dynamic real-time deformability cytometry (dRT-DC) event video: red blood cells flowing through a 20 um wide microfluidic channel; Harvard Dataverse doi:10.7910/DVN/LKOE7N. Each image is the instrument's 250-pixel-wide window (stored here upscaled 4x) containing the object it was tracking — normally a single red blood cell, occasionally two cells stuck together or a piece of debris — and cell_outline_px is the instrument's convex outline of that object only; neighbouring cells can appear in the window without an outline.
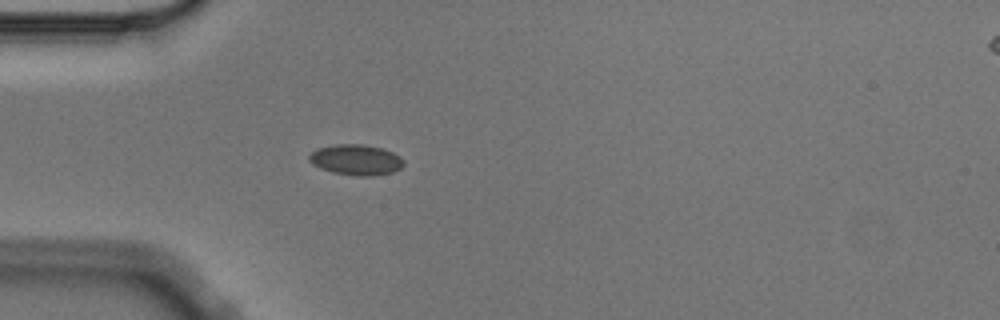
{"species": "Egyptian fruit bat (a non-hibernating species)", "species_latin": "Rousettus aegyptiacus", "temperature_condition": "cold", "stored_images_in_passage": 4, "camera_frame_rate_fps": 3000, "um_per_image_px": 0.085, "animal": {"sex": "male"}, "frame": {"image": 1, "passage_image": 4, "time_ms": 1.0, "image_size_px": [1000, 320], "cell_outline_px": [[404, 164], [400, 168], [392, 172], [372, 176], [360, 176], [332, 172], [320, 168], [312, 164], [308, 160], [308, 156], [316, 148], [336, 144], [364, 144], [384, 148], [400, 156], [404, 160]], "centroid_in_image_um": [30.25, 13.57], "position_along_channel_um": 54.7, "area_um2": 16.99}}